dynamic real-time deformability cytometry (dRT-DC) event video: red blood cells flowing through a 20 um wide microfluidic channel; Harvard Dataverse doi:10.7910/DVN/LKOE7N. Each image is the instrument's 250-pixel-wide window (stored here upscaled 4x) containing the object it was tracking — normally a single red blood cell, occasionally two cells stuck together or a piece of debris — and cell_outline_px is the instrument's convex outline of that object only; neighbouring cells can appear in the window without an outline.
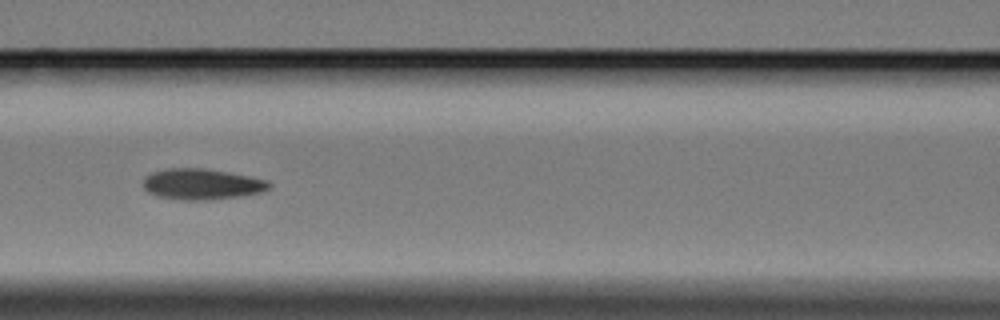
{"species": "Egyptian fruit bat (a non-hibernating species)", "species_latin": "Rousettus aegyptiacus", "temperature_condition": "cold", "stored_images_in_passage": 13, "camera_frame_rate_fps": 3000, "um_per_image_px": 0.085, "animal": {"sex": "female"}, "frame": {"image": 1, "passage_image": 6, "time_ms": 7.0, "image_size_px": [1000, 320], "cell_outline_px": [[272, 184], [264, 192], [236, 196], [204, 200], [184, 200], [160, 196], [148, 192], [144, 188], [144, 176], [152, 172], [168, 168], [204, 168], [228, 172], [268, 180]], "centroid_in_image_um": [17.15, 15.64], "position_along_channel_um": 149.4, "area_um2": 22.43}}
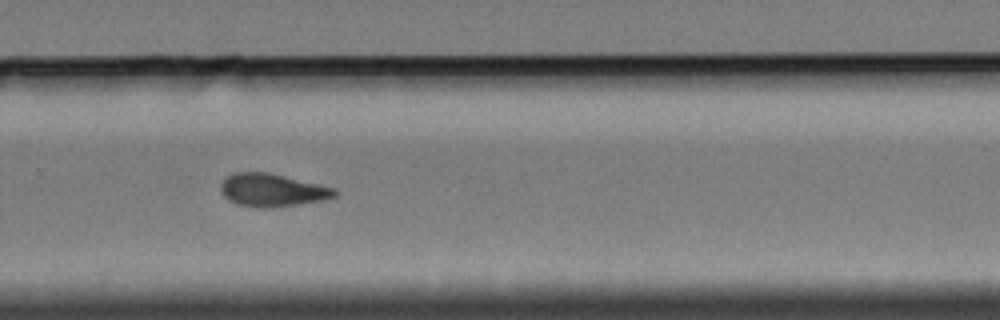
{"frame": {"image": 2, "passage_image": 10, "time_ms": 11.667, "image_size_px": [1000, 320], "cell_outline_px": [[336, 196], [320, 200], [296, 204], [268, 208], [256, 208], [236, 204], [228, 200], [220, 192], [220, 184], [232, 172], [268, 172], [336, 188]], "centroid_in_image_um": [23.08, 16.16], "position_along_channel_um": 306.7, "area_um2": 21.79}}
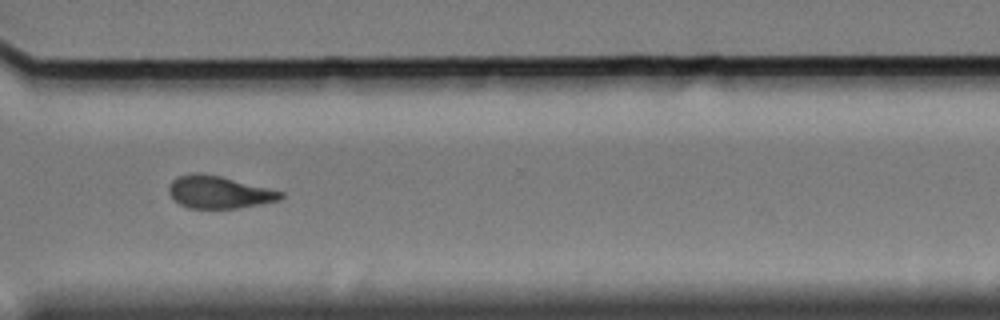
{"frame": {"image": 3, "passage_image": 11, "time_ms": 13.0, "image_size_px": [1000, 320], "cell_outline_px": [[284, 196], [280, 200], [260, 204], [236, 208], [188, 208], [180, 204], [168, 192], [168, 188], [172, 180], [176, 176], [192, 172], [204, 172], [284, 192]], "centroid_in_image_um": [18.59, 16.31], "position_along_channel_um": 352.0, "area_um2": 21.15}}